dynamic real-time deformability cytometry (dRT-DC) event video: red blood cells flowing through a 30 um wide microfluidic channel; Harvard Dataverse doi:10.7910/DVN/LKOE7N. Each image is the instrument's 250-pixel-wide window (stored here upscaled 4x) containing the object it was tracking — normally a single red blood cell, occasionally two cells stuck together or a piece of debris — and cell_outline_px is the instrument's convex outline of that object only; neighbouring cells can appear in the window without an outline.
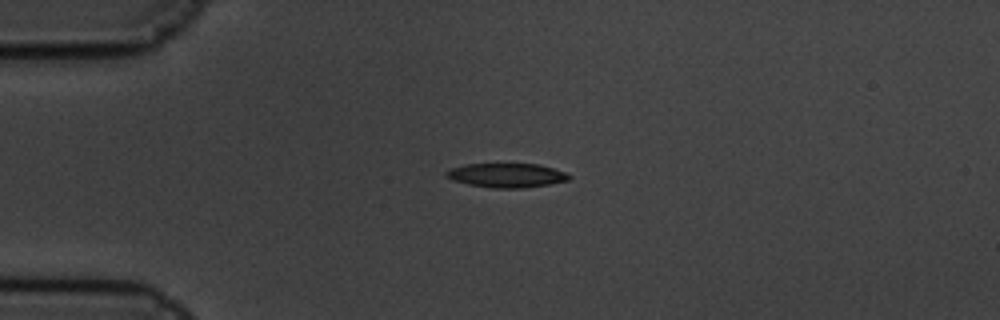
{"species": "common noctule bat (a hibernating species)", "species_latin": "Nyctalus noctula", "temperature_condition": "cold", "stored_images_in_passage": 46, "camera_frame_rate_fps": 3000, "um_per_image_px": 0.085, "animal": {"sex": "male", "body_mass_g": 19.5, "forearm_length_mm": 54.6}, "frame": {"image": 1, "passage_image": 1, "time_ms": 0.0, "image_size_px": [1000, 320], "cell_outline_px": [[572, 176], [568, 180], [548, 184], [524, 188], [492, 188], [468, 184], [452, 180], [444, 176], [444, 172], [452, 168], [464, 164], [540, 164], [564, 172]], "centroid_in_image_um": [43.02, 14.9], "position_along_channel_um": 42.0, "area_um2": 17.28}}
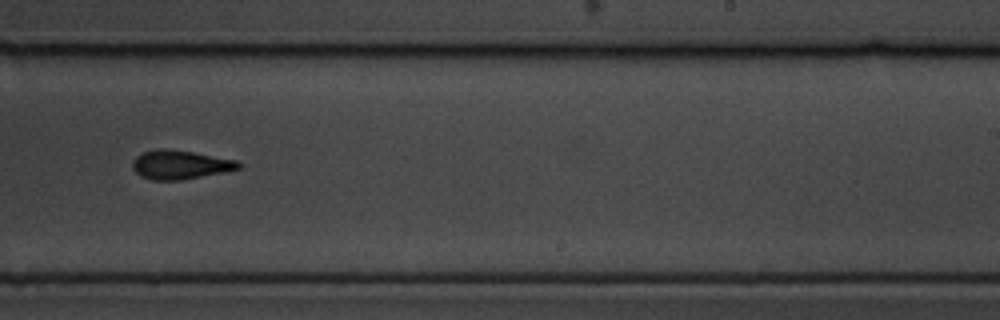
{"frame": {"image": 2, "passage_image": 24, "time_ms": 7.667, "image_size_px": [1000, 320], "cell_outline_px": [[240, 168], [224, 172], [180, 180], [152, 180], [140, 176], [132, 168], [132, 160], [136, 156], [144, 152], [156, 148], [168, 148], [192, 152], [236, 160], [240, 164]], "centroid_in_image_um": [15.26, 13.99], "position_along_channel_um": 273.7, "area_um2": 17.8}}
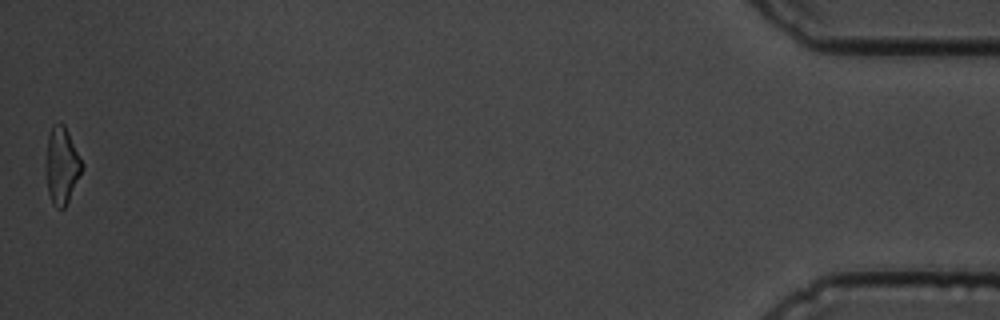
{"frame": {"image": 3, "passage_image": 46, "time_ms": 15.0, "image_size_px": [1000, 320], "cell_outline_px": [[84, 168], [64, 208], [56, 208], [52, 204], [48, 192], [44, 168], [44, 164], [48, 136], [52, 124], [64, 124], [84, 164]], "centroid_in_image_um": [5.23, 14.07], "position_along_channel_um": 430.0, "area_um2": 16.42}, "authors_computed_cell_mechanics": {"area_um2": 17.4845, "velocity_mm_per_s": 3.3689, "shape_relaxation_time_tau1_ms": 6.6026, "shape_relaxation_time_tau2_ms": 2.8222, "deformation_change_tau1": 0.1957, "deformation_change_tau2": 0.0973}}